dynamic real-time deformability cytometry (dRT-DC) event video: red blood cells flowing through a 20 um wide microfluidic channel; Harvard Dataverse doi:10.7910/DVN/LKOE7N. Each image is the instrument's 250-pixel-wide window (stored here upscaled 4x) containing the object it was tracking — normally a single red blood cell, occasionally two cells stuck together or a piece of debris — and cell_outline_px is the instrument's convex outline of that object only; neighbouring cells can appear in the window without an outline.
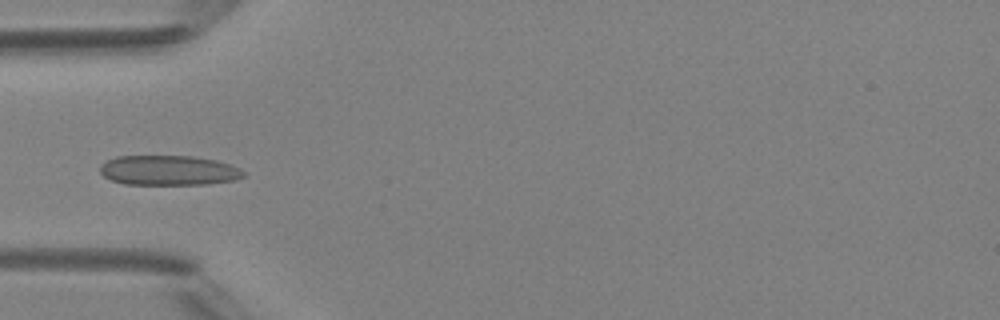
{"species": "Egyptian fruit bat (a non-hibernating species)", "species_latin": "Rousettus aegyptiacus", "temperature_condition": "room temperature", "stored_images_in_passage": 3, "camera_frame_rate_fps": 3000, "um_per_image_px": 0.085, "animal": {"sex": "female"}, "frame": {"image": 1, "passage_image": 3, "time_ms": 3.333, "image_size_px": [1000, 320], "cell_outline_px": [[244, 176], [232, 180], [208, 184], [124, 184], [112, 180], [104, 176], [100, 172], [100, 164], [116, 156], [192, 156], [216, 160], [240, 168], [244, 172]], "centroid_in_image_um": [14.31, 14.47], "position_along_channel_um": 70.7, "area_um2": 24.85}}